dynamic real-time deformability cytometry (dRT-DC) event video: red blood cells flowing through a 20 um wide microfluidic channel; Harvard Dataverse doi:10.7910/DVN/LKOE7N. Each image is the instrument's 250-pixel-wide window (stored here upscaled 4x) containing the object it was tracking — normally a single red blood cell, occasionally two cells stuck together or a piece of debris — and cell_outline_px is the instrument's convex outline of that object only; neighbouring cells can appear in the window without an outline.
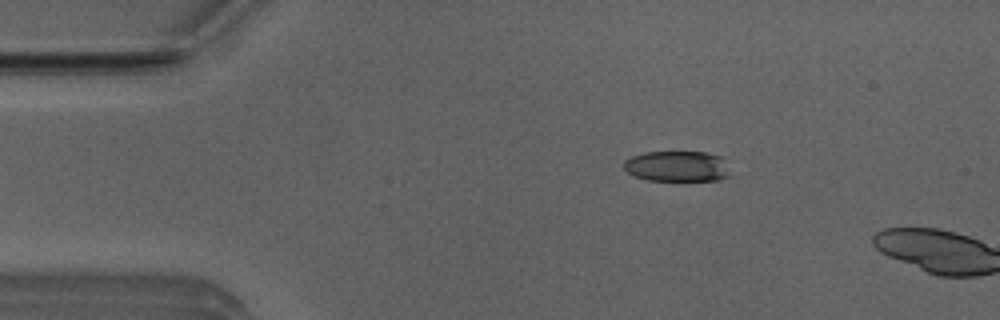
{"species": "Egyptian fruit bat (a non-hibernating species)", "species_latin": "Rousettus aegyptiacus", "temperature_condition": "room temperature", "stored_images_in_passage": 4, "camera_frame_rate_fps": 3000, "um_per_image_px": 0.085, "animal": {"sex": "male"}, "frame": {"image": 1, "passage_image": 3, "time_ms": 0.667, "image_size_px": [1000, 320], "cell_outline_px": [[732, 176], [716, 180], [648, 180], [632, 176], [624, 168], [624, 160], [632, 156], [644, 152], [708, 152], [720, 156]], "centroid_in_image_um": [57.54, 14.13], "position_along_channel_um": 27.5, "area_um2": 19.02}}